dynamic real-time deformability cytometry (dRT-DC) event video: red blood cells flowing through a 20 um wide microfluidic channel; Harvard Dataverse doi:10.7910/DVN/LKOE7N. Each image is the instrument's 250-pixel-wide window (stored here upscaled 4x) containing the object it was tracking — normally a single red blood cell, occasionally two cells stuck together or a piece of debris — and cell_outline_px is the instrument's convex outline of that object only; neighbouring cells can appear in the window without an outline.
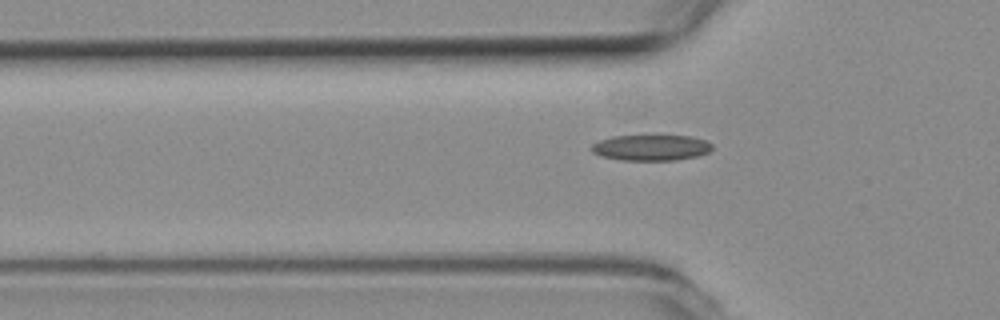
{"species": "common noctule bat (a hibernating species)", "species_latin": "Nyctalus noctula", "temperature_condition": "room temperature", "stored_images_in_passage": 39, "camera_frame_rate_fps": 3000, "um_per_image_px": 0.085, "animal": {"sex": "female", "body_mass_g": 19.3, "forearm_length_mm": 54.1}, "frame": {"image": 1, "passage_image": 2, "time_ms": 0.333, "image_size_px": [1000, 320], "cell_outline_px": [[712, 148], [708, 152], [696, 156], [676, 160], [624, 160], [600, 156], [592, 152], [592, 144], [600, 140], [612, 136], [692, 136], [704, 140], [712, 144]], "centroid_in_image_um": [55.33, 12.55], "position_along_channel_um": 70.5, "area_um2": 17.98}}
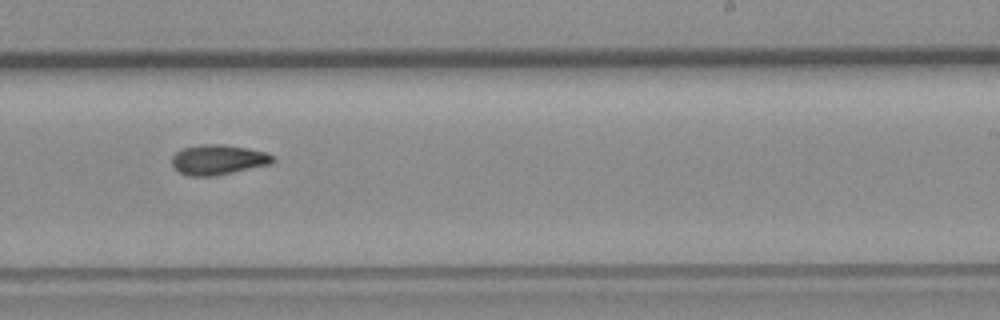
{"frame": {"image": 2, "passage_image": 18, "time_ms": 5.667, "image_size_px": [1000, 320], "cell_outline_px": [[276, 160], [272, 164], [212, 176], [188, 176], [180, 172], [172, 164], [172, 156], [180, 148], [200, 144], [220, 144], [244, 148], [264, 152], [272, 156]], "centroid_in_image_um": [18.51, 13.57], "position_along_channel_um": 270.5, "area_um2": 17.51}}
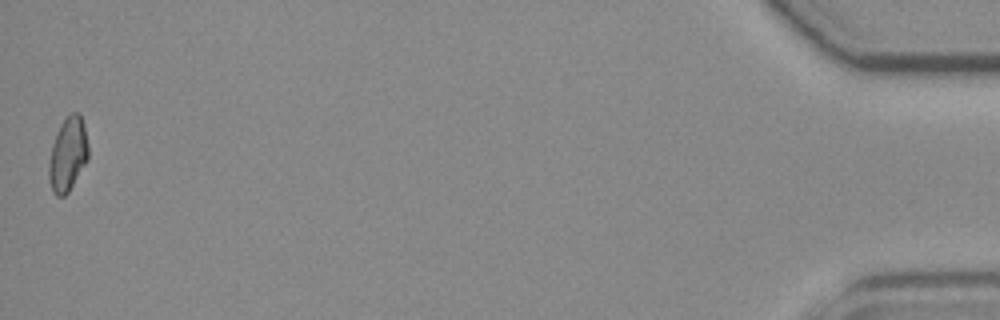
{"frame": {"image": 3, "passage_image": 39, "time_ms": 12.667, "image_size_px": [1000, 320], "cell_outline_px": [[88, 160], [68, 192], [64, 196], [56, 196], [52, 192], [48, 180], [48, 164], [52, 144], [56, 132], [64, 120], [72, 112], [80, 112], [84, 124], [88, 144]], "centroid_in_image_um": [5.76, 13.13], "position_along_channel_um": 429.4, "area_um2": 17.17}, "authors_computed_cell_mechanics": {"area_um2": 17.051, "velocity_mm_per_s": 3.7438, "shape_relaxation_time_tau1_ms": null, "shape_relaxation_time_tau2_ms": 4.1816, "deformation_change_tau1": null, "deformation_change_tau2": 0.1083}}